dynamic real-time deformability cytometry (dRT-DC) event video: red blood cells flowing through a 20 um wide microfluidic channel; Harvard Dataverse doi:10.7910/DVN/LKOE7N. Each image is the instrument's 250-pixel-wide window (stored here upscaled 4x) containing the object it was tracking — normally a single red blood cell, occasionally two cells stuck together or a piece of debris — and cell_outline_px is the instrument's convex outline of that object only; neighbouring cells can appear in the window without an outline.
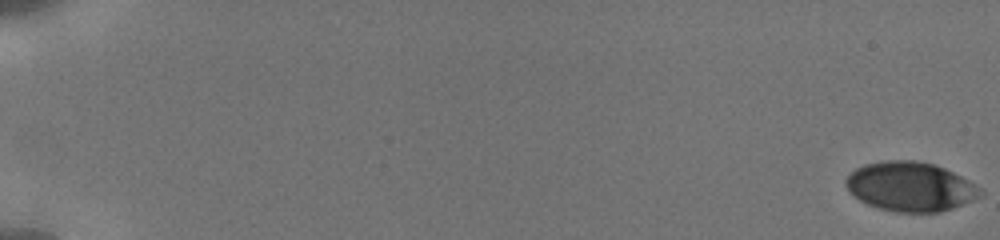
{"species": "human", "species_latin": "Homo sapiens", "temperature_condition": "cold", "stored_images_in_passage": 11, "camera_frame_rate_fps": 3000, "um_per_image_px": 0.085, "donor": {"sex": "male"}, "frame": {"image": 1, "passage_image": 1, "time_ms": 0.0, "image_size_px": [1000, 240], "cell_outline_px": [[984, 192], [980, 196], [972, 200], [952, 208], [940, 212], [896, 212], [880, 208], [868, 204], [860, 200], [848, 192], [844, 184], [844, 180], [856, 168], [864, 164], [884, 160], [916, 160], [932, 164], [944, 168], [968, 180], [980, 188]], "centroid_in_image_um": [77.34, 15.86], "position_along_channel_um": 7.7, "area_um2": 38.55}}
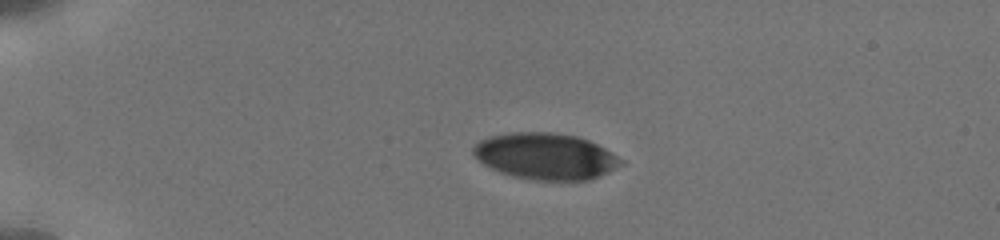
{"frame": {"image": 2, "passage_image": 7, "time_ms": 4.667, "image_size_px": [1000, 240], "cell_outline_px": [[624, 164], [608, 172], [588, 180], [536, 180], [512, 176], [500, 172], [484, 164], [472, 152], [472, 148], [480, 140], [492, 136], [508, 132], [556, 132], [576, 136], [588, 140], [604, 148], [624, 160]], "centroid_in_image_um": [46.39, 13.27], "position_along_channel_um": 38.6, "area_um2": 39.77}}
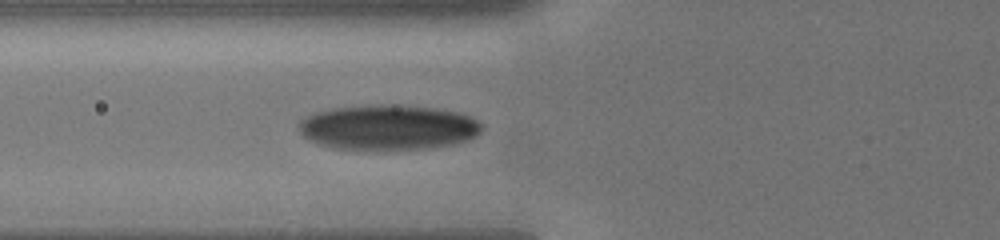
{"frame": {"image": 3, "passage_image": 11, "time_ms": 7.667, "image_size_px": [1000, 240], "cell_outline_px": [[484, 128], [476, 136], [468, 140], [452, 144], [428, 148], [380, 152], [332, 148], [308, 140], [296, 128], [300, 120], [316, 112], [336, 108], [432, 108], [456, 112], [468, 116], [484, 124]], "centroid_in_image_um": [32.98, 10.92], "position_along_channel_um": 92.8, "area_um2": 47.34}}